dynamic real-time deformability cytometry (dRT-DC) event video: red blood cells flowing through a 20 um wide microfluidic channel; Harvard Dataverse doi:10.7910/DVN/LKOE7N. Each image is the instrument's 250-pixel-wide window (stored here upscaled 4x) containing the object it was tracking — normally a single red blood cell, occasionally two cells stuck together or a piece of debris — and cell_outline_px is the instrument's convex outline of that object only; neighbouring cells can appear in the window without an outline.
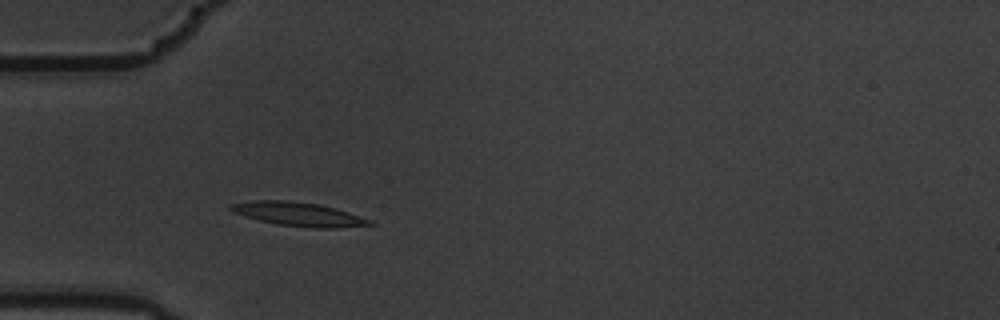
{"species": "common noctule bat (a hibernating species)", "species_latin": "Nyctalus noctula", "temperature_condition": "warm", "stored_images_in_passage": 5, "camera_frame_rate_fps": 3000, "um_per_image_px": 0.085, "animal": {"sex": "male", "body_mass_g": 19.5, "forearm_length_mm": 54.6}, "frame": {"image": 1, "passage_image": 3, "time_ms": 0.667, "image_size_px": [1000, 320], "cell_outline_px": [[376, 224], [336, 228], [312, 228], [280, 224], [260, 220], [244, 216], [232, 212], [228, 208], [232, 204], [256, 200], [288, 200], [320, 204], [348, 212], [372, 220]], "centroid_in_image_um": [25.4, 18.2], "position_along_channel_um": 59.6, "area_um2": 19.13}}
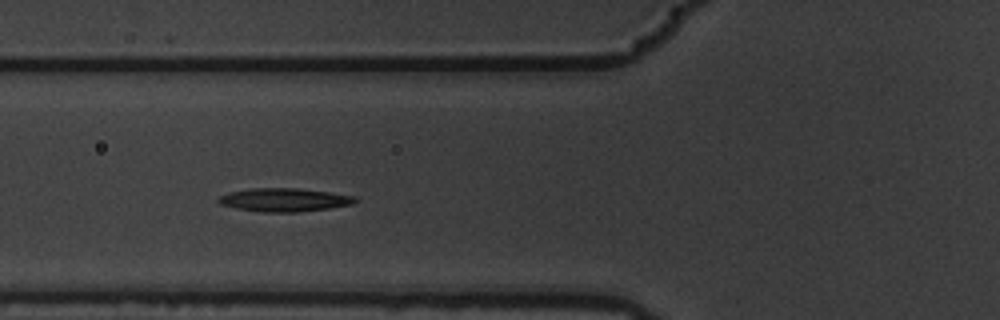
{"frame": {"image": 2, "passage_image": 4, "time_ms": 1.0, "image_size_px": [1000, 320], "cell_outline_px": [[360, 200], [352, 204], [328, 208], [296, 212], [264, 212], [236, 208], [220, 204], [216, 200], [220, 196], [228, 192], [252, 188], [296, 188], [328, 192], [356, 196]], "centroid_in_image_um": [24.16, 16.98], "position_along_channel_um": 101.6, "area_um2": 18.55}}
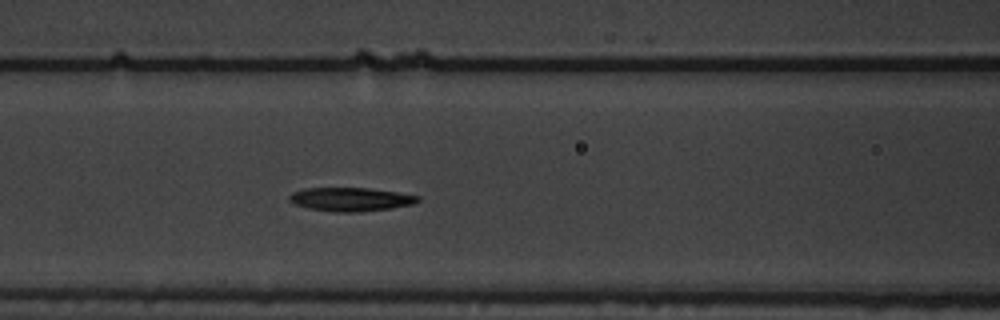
{"frame": {"image": 3, "passage_image": 5, "time_ms": 1.333, "image_size_px": [1000, 320], "cell_outline_px": [[420, 200], [412, 204], [388, 208], [356, 212], [332, 212], [308, 208], [296, 204], [288, 200], [288, 196], [292, 192], [304, 188], [372, 188], [400, 192], [420, 196]], "centroid_in_image_um": [29.79, 16.93], "position_along_channel_um": 136.8, "area_um2": 17.74}}